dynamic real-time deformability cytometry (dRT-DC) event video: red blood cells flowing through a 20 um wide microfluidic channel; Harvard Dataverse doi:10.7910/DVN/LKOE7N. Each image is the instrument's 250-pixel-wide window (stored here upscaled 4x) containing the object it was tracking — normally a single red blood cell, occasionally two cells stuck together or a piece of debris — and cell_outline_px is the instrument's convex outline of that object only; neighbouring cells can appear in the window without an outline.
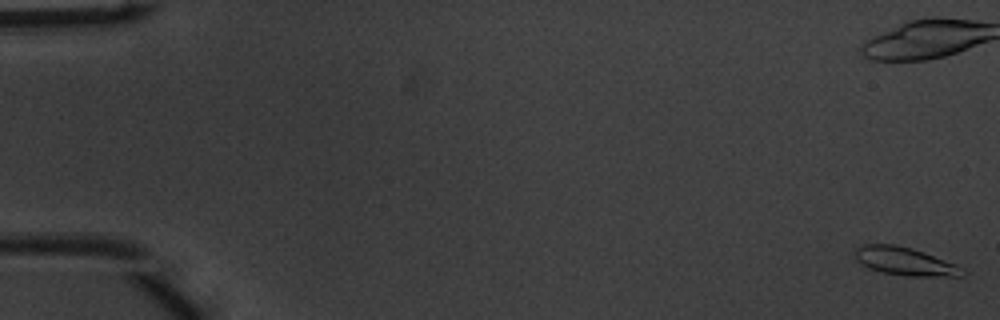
{"species": "common noctule bat (a hibernating species)", "species_latin": "Nyctalus noctula", "temperature_condition": "warm", "stored_images_in_passage": 17, "camera_frame_rate_fps": 3000, "um_per_image_px": 0.085, "animal": {"sex": "male", "body_mass_g": 20.1, "forearm_length_mm": 53.5}, "frame": {"image": 1, "passage_image": 1, "time_ms": 0.0, "image_size_px": [1000, 320], "cell_outline_px": [[964, 276], [908, 276], [880, 272], [868, 268], [856, 260], [856, 248], [860, 244], [892, 244], [912, 248], [924, 252], [956, 264], [964, 268]], "centroid_in_image_um": [76.91, 22.21], "position_along_channel_um": 8.1, "area_um2": 17.63}}